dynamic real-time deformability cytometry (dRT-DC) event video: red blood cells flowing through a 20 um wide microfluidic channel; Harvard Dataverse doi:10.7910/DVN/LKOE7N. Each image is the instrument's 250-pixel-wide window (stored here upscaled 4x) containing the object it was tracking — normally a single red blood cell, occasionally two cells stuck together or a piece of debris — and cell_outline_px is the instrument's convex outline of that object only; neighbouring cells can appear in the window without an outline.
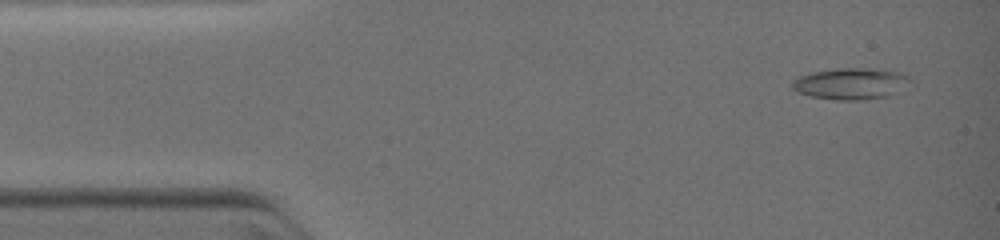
{"species": "common noctule bat (a hibernating species)", "species_latin": "Nyctalus noctula", "temperature_condition": "warm", "stored_images_in_passage": 4, "camera_frame_rate_fps": 3000, "um_per_image_px": 0.085, "animal": {"sex": "female", "body_mass_g": 19.0, "forearm_length_mm": 51.5}, "frame": {"image": 1, "passage_image": 2, "time_ms": 0.333, "image_size_px": [1000, 240], "cell_outline_px": [[912, 88], [904, 92], [888, 96], [864, 100], [836, 100], [808, 96], [792, 88], [792, 80], [800, 76], [812, 72], [836, 68], [872, 68], [900, 72], [908, 76]], "centroid_in_image_um": [72.42, 7.12], "position_along_channel_um": 12.6, "area_um2": 22.2}}